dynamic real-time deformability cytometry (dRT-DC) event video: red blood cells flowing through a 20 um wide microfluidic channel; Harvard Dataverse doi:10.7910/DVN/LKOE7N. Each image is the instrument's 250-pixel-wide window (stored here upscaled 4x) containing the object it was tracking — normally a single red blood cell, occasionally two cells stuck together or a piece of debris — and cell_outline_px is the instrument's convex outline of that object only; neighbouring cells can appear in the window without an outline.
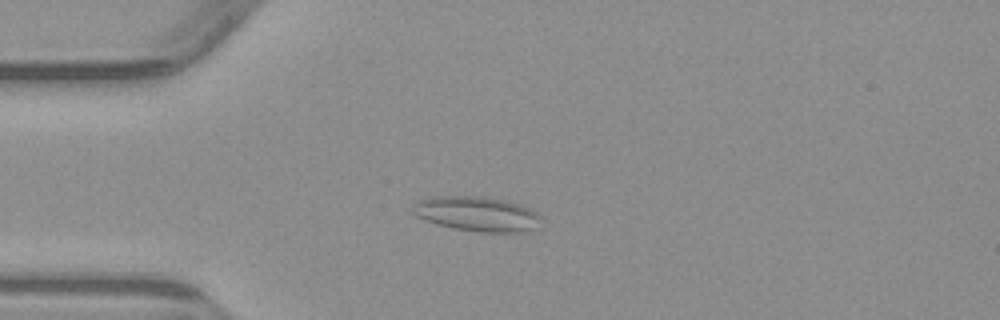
{"species": "common noctule bat (a hibernating species)", "species_latin": "Nyctalus noctula", "temperature_condition": "warm", "stored_images_in_passage": 5, "camera_frame_rate_fps": 3000, "um_per_image_px": 0.085, "animal": {"sex": "male", "body_mass_g": 23.1, "forearm_length_mm": 52.7}, "frame": {"image": 1, "passage_image": 4, "time_ms": 3.667, "image_size_px": [1000, 320], "cell_outline_px": [[540, 216], [532, 228], [520, 232], [480, 232], [452, 228], [436, 224], [424, 220], [416, 216], [412, 212], [412, 208], [420, 200], [436, 196], [480, 196], [504, 200], [520, 204], [536, 212]], "centroid_in_image_um": [40.47, 18.17], "position_along_channel_um": 44.5, "area_um2": 25.61}}